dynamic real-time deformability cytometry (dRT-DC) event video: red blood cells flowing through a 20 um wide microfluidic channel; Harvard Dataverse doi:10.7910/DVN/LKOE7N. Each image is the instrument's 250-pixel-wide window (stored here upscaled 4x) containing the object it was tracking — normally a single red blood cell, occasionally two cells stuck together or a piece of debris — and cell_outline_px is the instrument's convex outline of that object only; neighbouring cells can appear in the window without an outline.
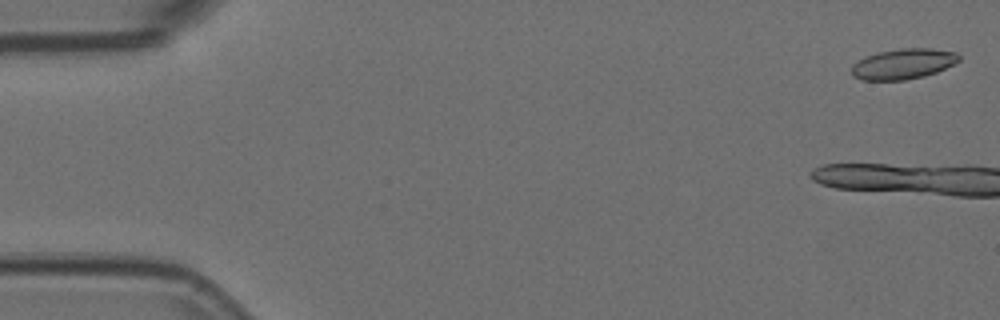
{"species": "Egyptian fruit bat (a non-hibernating species)", "species_latin": "Rousettus aegyptiacus", "temperature_condition": "room temperature", "stored_images_in_passage": 6, "camera_frame_rate_fps": 3000, "um_per_image_px": 0.085, "animal": {"sex": "female"}, "frame": {"image": 1, "passage_image": 1, "time_ms": 0.0, "image_size_px": [1000, 320], "cell_outline_px": [[960, 60], [936, 72], [924, 76], [904, 80], [860, 80], [852, 76], [852, 64], [868, 56], [880, 52], [900, 48], [932, 48], [956, 52], [960, 56]], "centroid_in_image_um": [76.77, 5.43], "position_along_channel_um": 8.2, "area_um2": 18.9}}